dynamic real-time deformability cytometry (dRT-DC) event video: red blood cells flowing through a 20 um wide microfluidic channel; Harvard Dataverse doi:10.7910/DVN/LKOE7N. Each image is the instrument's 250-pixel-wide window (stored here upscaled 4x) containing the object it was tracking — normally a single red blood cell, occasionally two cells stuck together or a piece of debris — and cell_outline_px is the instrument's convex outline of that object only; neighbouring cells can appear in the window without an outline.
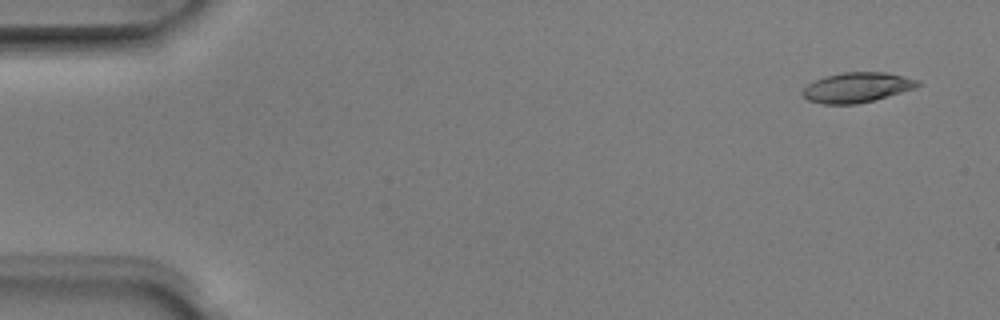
{"species": "Egyptian fruit bat (a non-hibernating species)", "species_latin": "Rousettus aegyptiacus", "temperature_condition": "room temperature", "stored_images_in_passage": 6, "camera_frame_rate_fps": 3000, "um_per_image_px": 0.085, "animal": {"sex": "male"}, "frame": {"image": 1, "passage_image": 1, "time_ms": 0.0, "image_size_px": [1000, 320], "cell_outline_px": [[920, 84], [916, 88], [872, 100], [856, 104], [824, 104], [808, 100], [800, 92], [808, 84], [824, 76], [844, 72], [888, 72], [920, 80]], "centroid_in_image_um": [72.85, 7.42], "position_along_channel_um": 12.2, "area_um2": 20.06}}
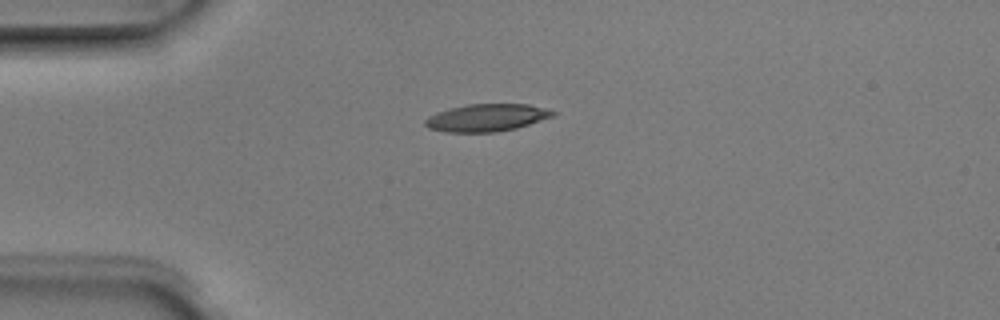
{"frame": {"image": 2, "passage_image": 4, "time_ms": 1.0, "image_size_px": [1000, 320], "cell_outline_px": [[556, 116], [516, 128], [496, 132], [444, 132], [428, 128], [424, 124], [424, 120], [428, 116], [436, 112], [468, 104], [528, 104], [544, 108], [556, 112]], "centroid_in_image_um": [41.36, 10.01], "position_along_channel_um": 43.6, "area_um2": 20.46}}
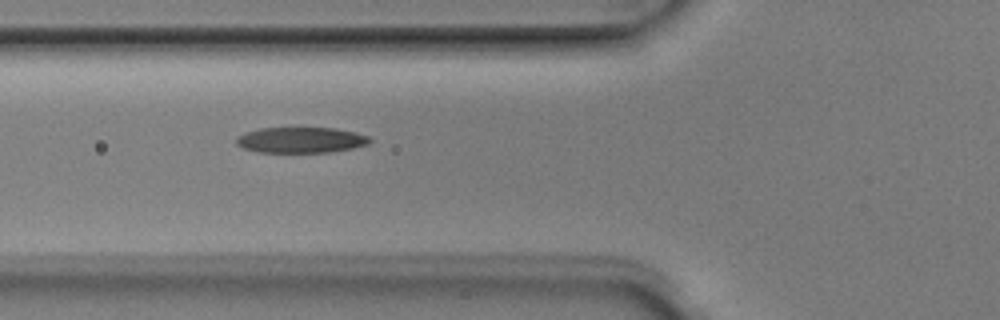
{"frame": {"image": 3, "passage_image": 6, "time_ms": 1.667, "image_size_px": [1000, 320], "cell_outline_px": [[372, 140], [368, 144], [352, 148], [332, 152], [256, 152], [244, 148], [236, 144], [236, 136], [244, 132], [260, 128], [336, 128], [356, 132], [368, 136]], "centroid_in_image_um": [25.56, 11.9], "position_along_channel_um": 100.2, "area_um2": 20.11}}